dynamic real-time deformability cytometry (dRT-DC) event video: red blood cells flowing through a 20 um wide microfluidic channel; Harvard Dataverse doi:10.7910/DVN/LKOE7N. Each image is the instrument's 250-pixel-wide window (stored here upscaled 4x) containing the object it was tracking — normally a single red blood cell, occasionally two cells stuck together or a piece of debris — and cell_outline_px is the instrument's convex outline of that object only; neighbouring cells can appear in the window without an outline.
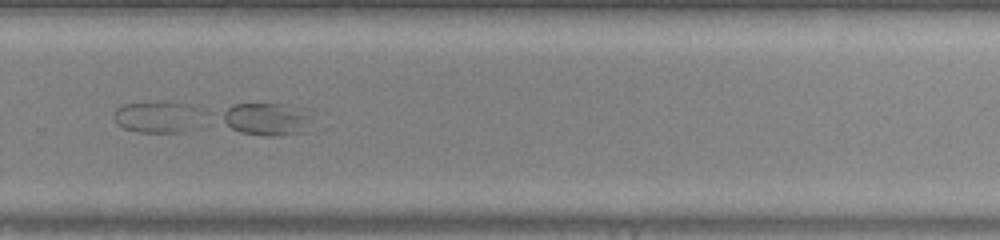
{"species": "common noctule bat (a hibernating species)", "species_latin": "Nyctalus noctula", "temperature_condition": "warm", "stored_images_in_passage": 44, "camera_frame_rate_fps": 3000, "um_per_image_px": 0.085, "animal": {"sex": "male", "body_mass_g": 20.0, "forearm_length_mm": 53.3}, "frame": {"image": 1, "passage_image": 31, "time_ms": 10.0, "image_size_px": [1000, 240], "cell_outline_px": [[308, 116], [304, 132], [280, 136], [264, 136], [240, 132], [232, 128], [224, 120], [220, 112], [232, 104], [284, 104]], "centroid_in_image_um": [22.52, 10.14], "position_along_channel_um": 307.3, "area_um2": 16.3}}